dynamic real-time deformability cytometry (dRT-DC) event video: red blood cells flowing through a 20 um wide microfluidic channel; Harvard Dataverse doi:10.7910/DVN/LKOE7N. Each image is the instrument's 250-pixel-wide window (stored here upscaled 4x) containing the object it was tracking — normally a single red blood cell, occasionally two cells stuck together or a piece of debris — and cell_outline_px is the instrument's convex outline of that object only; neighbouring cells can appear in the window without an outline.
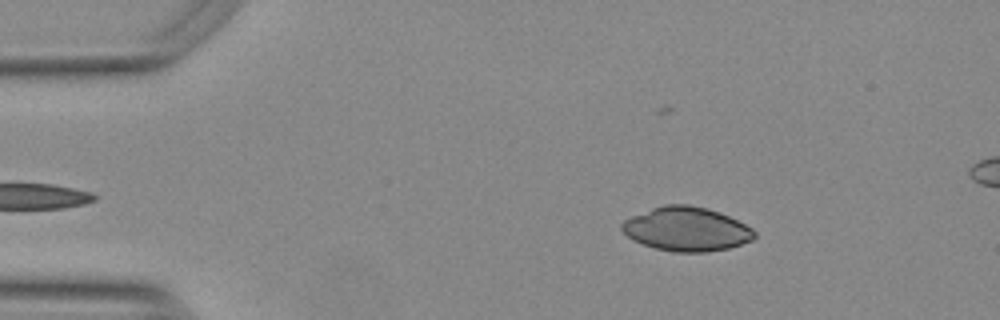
{"species": "Egyptian fruit bat (a non-hibernating species)", "species_latin": "Rousettus aegyptiacus", "temperature_condition": "warm", "stored_images_in_passage": 50, "camera_frame_rate_fps": 3000, "um_per_image_px": 0.085, "animal": {"sex": "female"}, "frame": {"image": 1, "passage_image": 5, "time_ms": 1.333, "image_size_px": [1000, 320], "cell_outline_px": [[756, 236], [752, 240], [728, 248], [708, 252], [672, 252], [656, 248], [632, 240], [620, 228], [620, 224], [624, 220], [632, 216], [652, 208], [664, 204], [688, 204], [708, 208], [720, 212], [752, 228], [756, 232]], "centroid_in_image_um": [58.34, 19.47], "position_along_channel_um": 26.7, "area_um2": 33.99}}
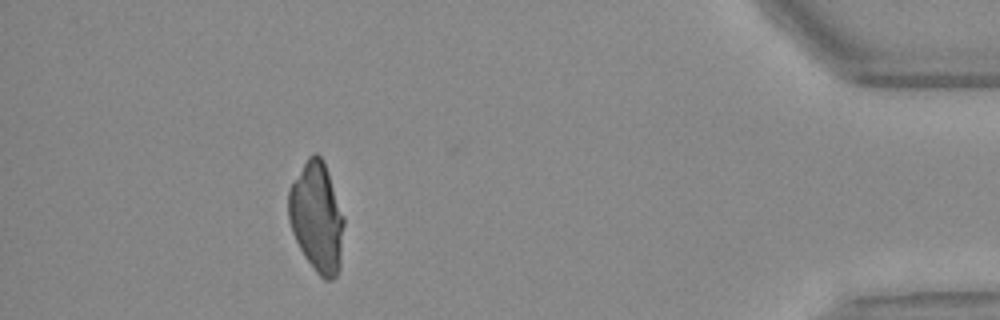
{"frame": {"image": 2, "passage_image": 45, "time_ms": 14.667, "image_size_px": [1000, 320], "cell_outline_px": [[344, 224], [340, 268], [336, 276], [332, 280], [324, 280], [316, 272], [304, 256], [292, 232], [288, 220], [288, 192], [292, 184], [308, 156], [312, 152], [316, 152], [320, 156], [328, 172], [344, 216]], "centroid_in_image_um": [26.93, 18.49], "position_along_channel_um": 408.3, "area_um2": 35.43}}